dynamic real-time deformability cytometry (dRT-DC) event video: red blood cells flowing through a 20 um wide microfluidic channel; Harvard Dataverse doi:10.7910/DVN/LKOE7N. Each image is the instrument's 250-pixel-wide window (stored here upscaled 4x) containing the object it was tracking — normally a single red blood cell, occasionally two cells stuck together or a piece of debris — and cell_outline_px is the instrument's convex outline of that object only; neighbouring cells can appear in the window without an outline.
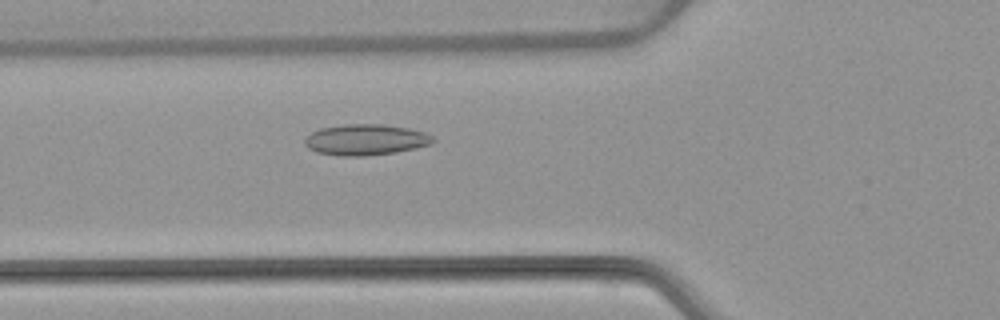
{"species": "common noctule bat (a hibernating species)", "species_latin": "Nyctalus noctula", "temperature_condition": "warm", "stored_images_in_passage": 54, "camera_frame_rate_fps": 3000, "um_per_image_px": 0.085, "animal": {"sex": "female", "body_mass_g": 22.7, "forearm_length_mm": 54.2}, "frame": {"image": 1, "passage_image": 20, "time_ms": 6.333, "image_size_px": [1000, 320], "cell_outline_px": [[436, 140], [432, 144], [416, 148], [396, 152], [364, 156], [340, 156], [316, 152], [308, 148], [304, 144], [304, 140], [312, 132], [320, 128], [344, 124], [384, 124], [408, 128], [424, 132], [432, 136]], "centroid_in_image_um": [31.09, 11.88], "position_along_channel_um": 94.7, "area_um2": 23.24}}
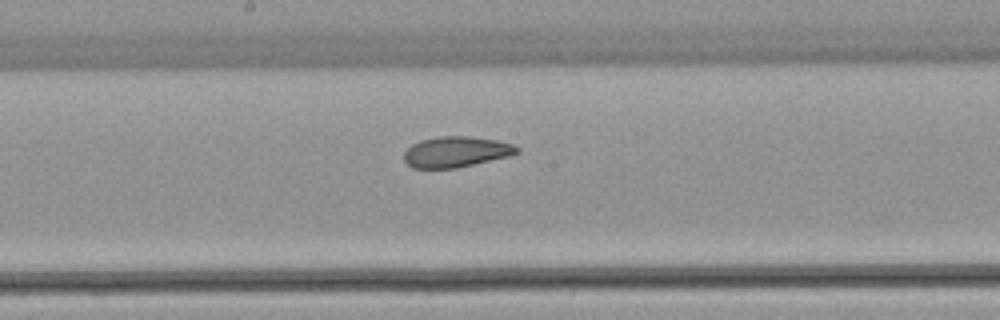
{"frame": {"image": 2, "passage_image": 29, "time_ms": 9.333, "image_size_px": [1000, 320], "cell_outline_px": [[520, 152], [512, 156], [456, 168], [412, 168], [404, 160], [404, 152], [412, 144], [420, 140], [440, 136], [468, 136], [496, 140], [512, 144], [520, 148]], "centroid_in_image_um": [38.79, 12.91], "position_along_channel_um": 209.4, "area_um2": 20.35}}
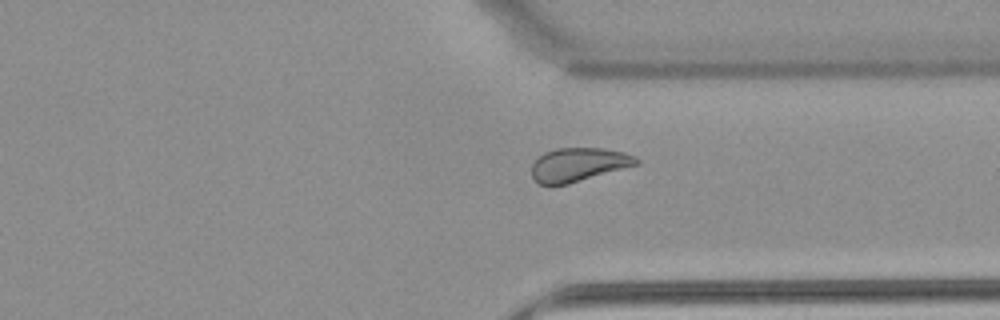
{"frame": {"image": 3, "passage_image": 41, "time_ms": 13.333, "image_size_px": [1000, 320], "cell_outline_px": [[640, 164], [568, 184], [536, 184], [532, 176], [532, 164], [544, 152], [556, 148], [604, 148], [624, 152], [636, 156], [640, 160]], "centroid_in_image_um": [49.2, 13.98], "position_along_channel_um": 362.2, "area_um2": 20.63}, "authors_computed_cell_mechanics": {"area_um2": 22.8888, "velocity_mm_per_s": 3.8185, "shape_relaxation_time_tau1_ms": null, "shape_relaxation_time_tau2_ms": 2.5783, "deformation_change_tau1": null, "deformation_change_tau2": 0.0699}}